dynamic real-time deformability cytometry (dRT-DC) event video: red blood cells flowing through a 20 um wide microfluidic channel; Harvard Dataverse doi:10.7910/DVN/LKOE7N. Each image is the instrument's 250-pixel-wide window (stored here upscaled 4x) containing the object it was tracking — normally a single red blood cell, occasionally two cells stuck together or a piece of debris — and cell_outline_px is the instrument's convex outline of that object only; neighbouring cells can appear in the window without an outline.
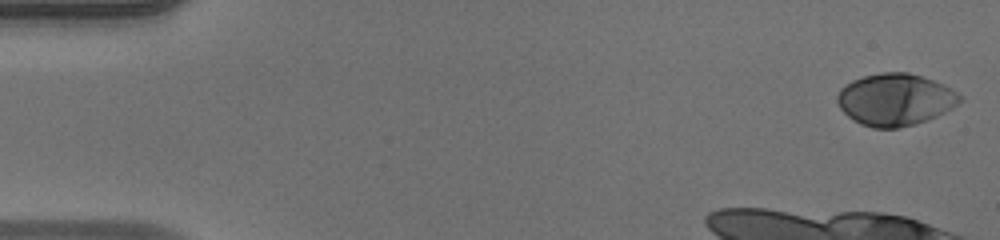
{"species": "human", "species_latin": "Homo sapiens", "temperature_condition": "warm", "stored_images_in_passage": 51, "camera_frame_rate_fps": 3000, "um_per_image_px": 0.085, "donor": {"sex": "male"}, "frame": {"image": 1, "passage_image": 1, "time_ms": 0.0, "image_size_px": [1000, 240], "cell_outline_px": [[964, 100], [952, 108], [928, 120], [916, 124], [900, 128], [872, 128], [860, 124], [848, 116], [840, 108], [836, 100], [836, 96], [840, 88], [844, 84], [852, 80], [864, 76], [880, 72], [908, 72], [944, 84], [956, 92]], "centroid_in_image_um": [76.07, 8.47], "position_along_channel_um": 8.9, "area_um2": 37.4}}
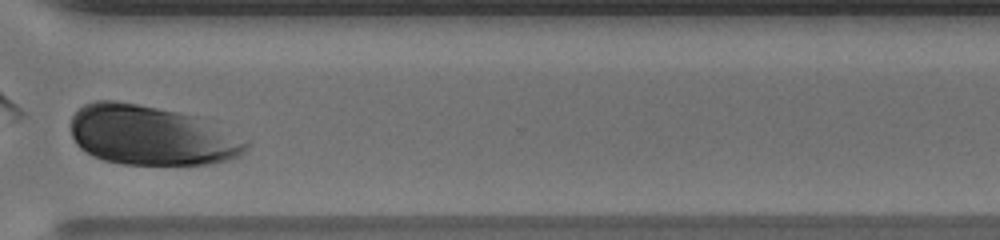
{"frame": {"image": 2, "passage_image": 40, "time_ms": 13.0, "image_size_px": [1000, 240], "cell_outline_px": [[248, 148], [240, 156], [228, 160], [212, 164], [124, 164], [104, 160], [92, 156], [80, 148], [76, 144], [72, 136], [72, 116], [84, 104], [96, 100], [116, 100], [196, 116], [248, 140]], "centroid_in_image_um": [12.85, 11.52], "position_along_channel_um": 357.7, "area_um2": 60.69}}
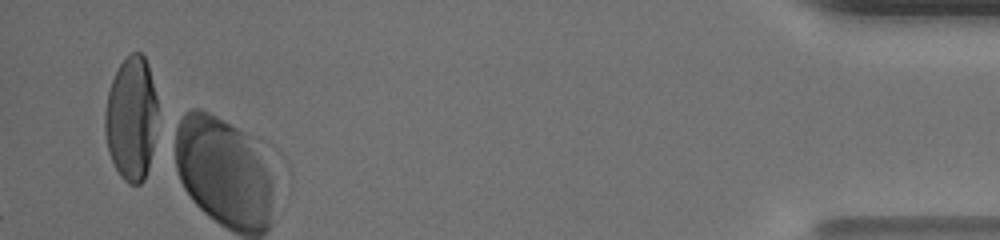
{"frame": {"image": 3, "passage_image": 50, "time_ms": 16.333, "image_size_px": [1000, 240], "cell_outline_px": [[156, 112], [152, 148], [148, 168], [144, 180], [140, 184], [128, 184], [120, 176], [108, 152], [104, 132], [104, 112], [108, 92], [112, 80], [120, 64], [132, 52], [140, 52], [144, 56], [148, 64], [156, 96]], "centroid_in_image_um": [11.13, 10.07], "position_along_channel_um": 424.1, "area_um2": 37.74}}